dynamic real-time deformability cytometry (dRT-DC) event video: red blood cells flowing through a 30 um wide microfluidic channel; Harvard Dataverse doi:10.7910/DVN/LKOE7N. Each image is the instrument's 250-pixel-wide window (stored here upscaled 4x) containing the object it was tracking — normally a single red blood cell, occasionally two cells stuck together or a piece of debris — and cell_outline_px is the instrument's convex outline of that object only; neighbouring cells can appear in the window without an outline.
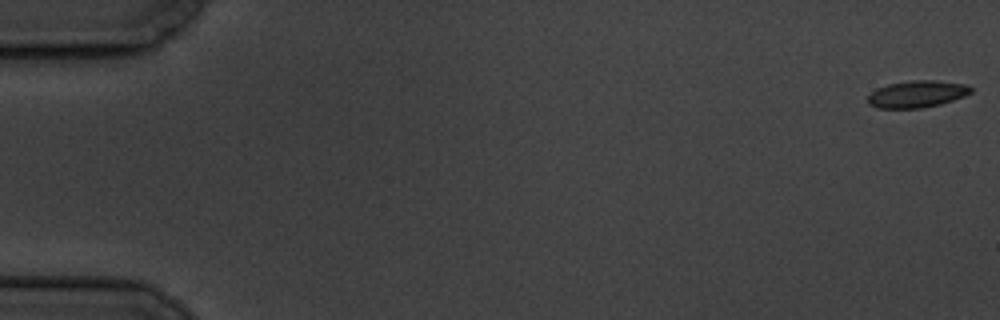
{"species": "common noctule bat (a hibernating species)", "species_latin": "Nyctalus noctula", "temperature_condition": "cold", "stored_images_in_passage": 58, "camera_frame_rate_fps": 3000, "um_per_image_px": 0.085, "animal": {"sex": "male", "body_mass_g": 19.5, "forearm_length_mm": 54.6}, "frame": {"image": 1, "passage_image": 1, "time_ms": 0.0, "image_size_px": [1000, 320], "cell_outline_px": [[972, 92], [964, 96], [940, 104], [920, 108], [876, 108], [868, 104], [868, 96], [876, 88], [888, 84], [912, 80], [936, 80], [968, 84], [972, 88]], "centroid_in_image_um": [77.95, 7.98], "position_along_channel_um": 7.1, "area_um2": 16.24}}
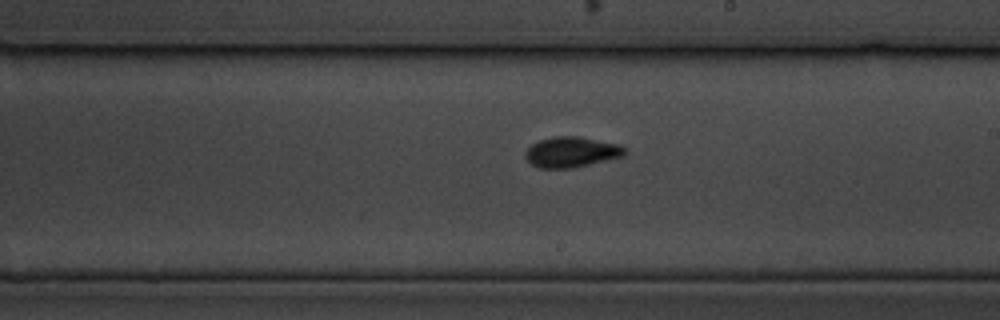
{"frame": {"image": 2, "passage_image": 34, "time_ms": 11.0, "image_size_px": [1000, 320], "cell_outline_px": [[628, 152], [624, 156], [572, 168], [540, 168], [532, 164], [524, 156], [524, 152], [532, 144], [540, 140], [552, 136], [576, 136], [620, 144], [628, 148]], "centroid_in_image_um": [48.6, 12.92], "position_along_channel_um": 240.4, "area_um2": 17.74}}
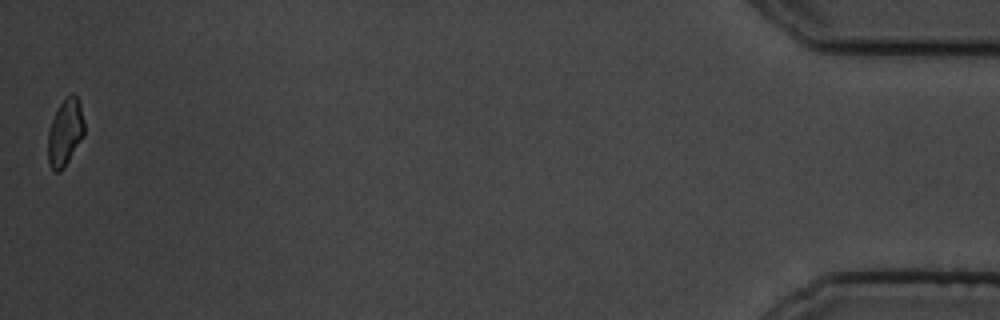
{"frame": {"image": 3, "passage_image": 58, "time_ms": 19.0, "image_size_px": [1000, 320], "cell_outline_px": [[84, 136], [64, 168], [60, 172], [52, 172], [48, 164], [48, 132], [52, 120], [60, 104], [72, 92], [80, 100], [84, 120]], "centroid_in_image_um": [5.55, 11.29], "position_along_channel_um": 429.7, "area_um2": 14.33}, "authors_computed_cell_mechanics": {"area_um2": 16.6175, "velocity_mm_per_s": 3.4842, "shape_relaxation_time_tau1_ms": 5.9914, "shape_relaxation_time_tau2_ms": 0.715, "deformation_change_tau1": 0.1003, "deformation_change_tau2": 0.0426}}